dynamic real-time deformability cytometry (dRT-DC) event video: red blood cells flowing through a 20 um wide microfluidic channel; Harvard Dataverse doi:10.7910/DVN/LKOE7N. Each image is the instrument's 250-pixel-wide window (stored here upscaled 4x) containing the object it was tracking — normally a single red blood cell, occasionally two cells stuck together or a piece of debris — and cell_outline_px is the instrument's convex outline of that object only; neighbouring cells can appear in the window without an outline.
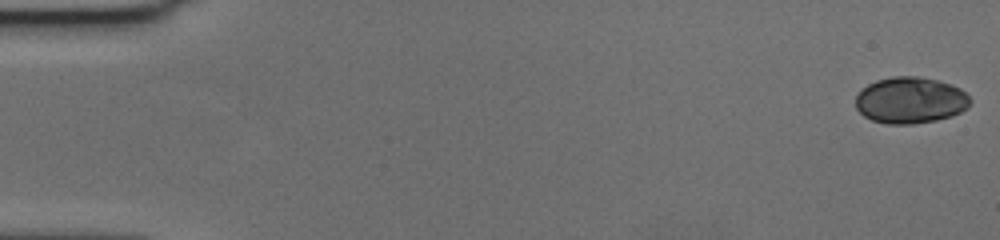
{"species": "human", "species_latin": "Homo sapiens", "temperature_condition": "cold", "stored_images_in_passage": 10, "camera_frame_rate_fps": 3000, "um_per_image_px": 0.085, "donor": {"sex": "female"}, "frame": {"image": 1, "passage_image": 1, "time_ms": 0.0, "image_size_px": [1000, 240], "cell_outline_px": [[972, 100], [968, 108], [952, 116], [936, 120], [912, 124], [888, 124], [872, 120], [864, 116], [856, 108], [856, 96], [868, 84], [876, 80], [892, 76], [916, 76], [940, 80], [952, 84], [960, 88]], "centroid_in_image_um": [77.4, 8.51], "position_along_channel_um": 7.6, "area_um2": 31.15}}